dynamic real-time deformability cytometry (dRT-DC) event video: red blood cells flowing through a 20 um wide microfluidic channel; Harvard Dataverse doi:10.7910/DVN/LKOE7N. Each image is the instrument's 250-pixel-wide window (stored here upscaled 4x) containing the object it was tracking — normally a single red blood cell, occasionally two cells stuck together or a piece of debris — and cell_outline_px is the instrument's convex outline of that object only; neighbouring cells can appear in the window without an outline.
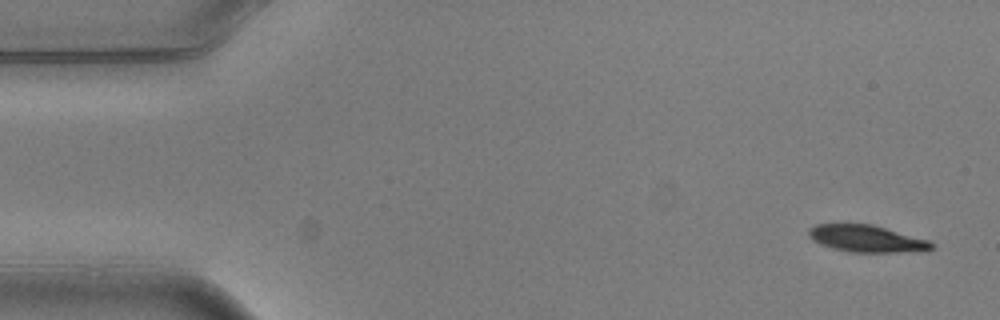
{"species": "common noctule bat (a hibernating species)", "species_latin": "Nyctalus noctula", "temperature_condition": "warm", "stored_images_in_passage": 5, "camera_frame_rate_fps": 3000, "um_per_image_px": 0.085, "animal": {"sex": "male", "body_mass_g": 20.5, "forearm_length_mm": 52.5}, "frame": {"image": 1, "passage_image": 1, "time_ms": 0.0, "image_size_px": [1000, 320], "cell_outline_px": [[936, 244], [928, 252], [852, 252], [832, 248], [820, 244], [812, 240], [808, 236], [808, 228], [816, 224], [872, 224], [932, 240]], "centroid_in_image_um": [73.75, 20.29], "position_along_channel_um": 11.3, "area_um2": 19.77}}
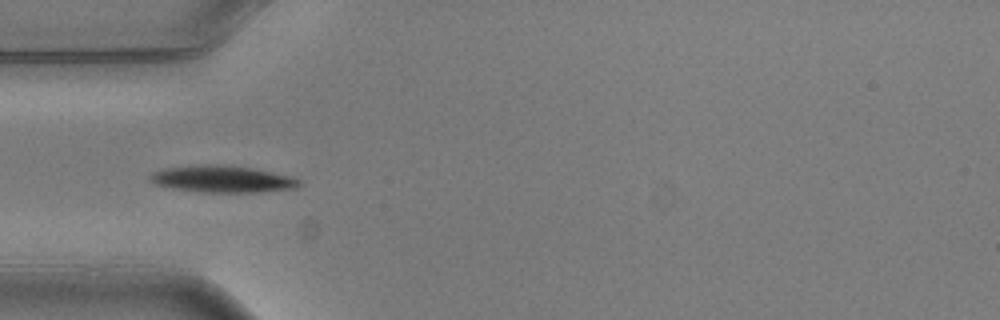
{"frame": {"image": 2, "passage_image": 5, "time_ms": 1.333, "image_size_px": [1000, 320], "cell_outline_px": [[300, 184], [296, 188], [260, 192], [200, 192], [152, 184], [148, 180], [148, 176], [152, 172], [164, 168], [196, 164], [224, 164], [252, 168], [292, 176], [300, 180]], "centroid_in_image_um": [18.86, 15.2], "position_along_channel_um": 66.1, "area_um2": 23.58}}